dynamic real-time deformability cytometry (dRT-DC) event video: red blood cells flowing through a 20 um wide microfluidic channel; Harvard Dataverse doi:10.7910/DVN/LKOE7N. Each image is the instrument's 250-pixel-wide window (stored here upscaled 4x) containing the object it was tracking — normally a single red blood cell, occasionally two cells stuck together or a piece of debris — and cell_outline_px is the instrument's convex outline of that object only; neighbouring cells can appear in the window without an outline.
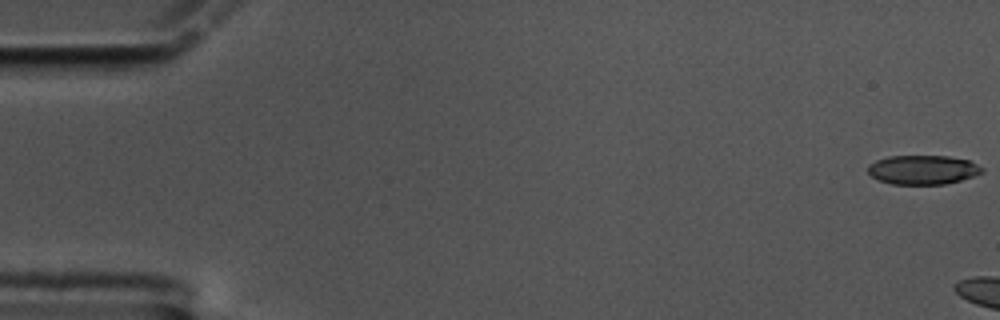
{"species": "common noctule bat (a hibernating species)", "species_latin": "Nyctalus noctula", "temperature_condition": "cold", "stored_images_in_passage": 6, "camera_frame_rate_fps": 3000, "um_per_image_px": 0.085, "animal": {"sex": "male", "body_mass_g": 17.5, "forearm_length_mm": 52.3}, "frame": {"image": 1, "passage_image": 1, "time_ms": 0.0, "image_size_px": [1000, 320], "cell_outline_px": [[984, 172], [960, 180], [944, 184], [892, 184], [880, 180], [872, 176], [868, 172], [868, 164], [876, 160], [888, 156], [948, 156], [968, 160], [984, 168]], "centroid_in_image_um": [78.43, 14.42], "position_along_channel_um": 6.6, "area_um2": 19.31}}